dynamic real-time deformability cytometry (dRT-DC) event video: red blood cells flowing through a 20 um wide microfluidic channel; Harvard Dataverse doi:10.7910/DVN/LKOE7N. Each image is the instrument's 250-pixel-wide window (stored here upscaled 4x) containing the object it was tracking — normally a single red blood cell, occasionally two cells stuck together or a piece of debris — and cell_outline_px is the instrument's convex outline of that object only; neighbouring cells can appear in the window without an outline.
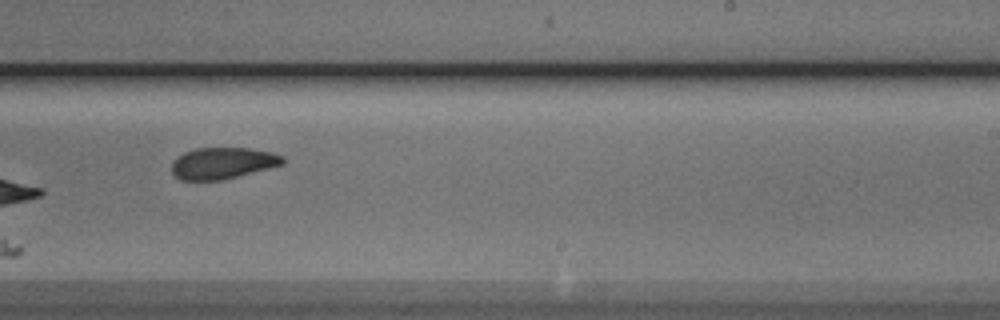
{"species": "Egyptian fruit bat (a non-hibernating species)", "species_latin": "Rousettus aegyptiacus", "temperature_condition": "cold", "stored_images_in_passage": 9, "camera_frame_rate_fps": 3000, "um_per_image_px": 0.085, "animal": {"sex": "male"}, "frame": {"image": 1, "passage_image": 8, "time_ms": 8.0, "image_size_px": [1000, 320], "cell_outline_px": [[284, 164], [220, 180], [180, 180], [172, 172], [172, 160], [176, 156], [184, 152], [196, 148], [248, 148], [272, 152], [284, 156]], "centroid_in_image_um": [18.9, 13.85], "position_along_channel_um": 270.1, "area_um2": 20.29}}